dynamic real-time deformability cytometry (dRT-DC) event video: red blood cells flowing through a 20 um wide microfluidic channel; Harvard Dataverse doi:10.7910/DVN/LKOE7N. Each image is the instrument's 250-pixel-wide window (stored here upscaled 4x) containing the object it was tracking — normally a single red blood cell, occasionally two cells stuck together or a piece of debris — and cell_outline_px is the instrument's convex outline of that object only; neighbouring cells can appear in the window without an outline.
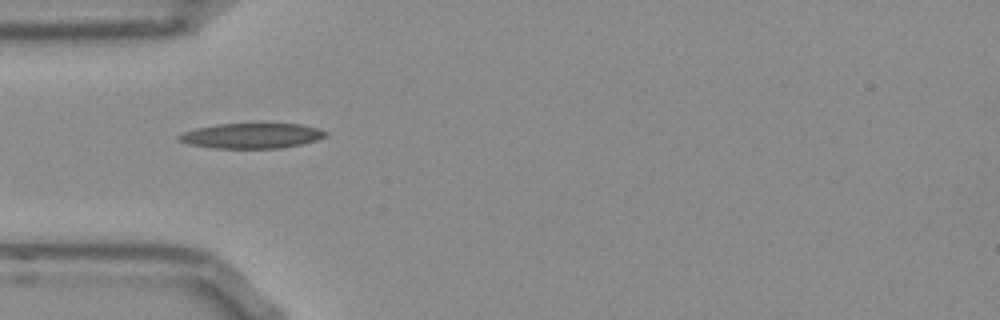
{"species": "Egyptian fruit bat (a non-hibernating species)", "species_latin": "Rousettus aegyptiacus", "temperature_condition": "room temperature", "stored_images_in_passage": 30, "camera_frame_rate_fps": 3000, "um_per_image_px": 0.085, "frame": {"image": 1, "passage_image": 1, "time_ms": 0.0, "image_size_px": [1000, 320], "cell_outline_px": [[328, 132], [324, 136], [316, 140], [300, 144], [280, 148], [216, 148], [188, 144], [176, 140], [176, 136], [184, 132], [196, 128], [220, 124], [300, 124], [316, 128]], "centroid_in_image_um": [21.34, 11.54], "position_along_channel_um": 63.7, "area_um2": 21.27}}
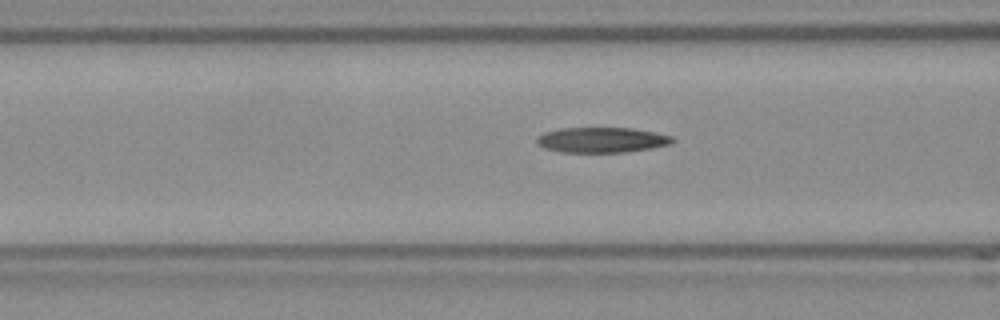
{"frame": {"image": 2, "passage_image": 5, "time_ms": 1.333, "image_size_px": [1000, 320], "cell_outline_px": [[676, 140], [672, 144], [652, 148], [624, 152], [560, 152], [544, 148], [536, 144], [536, 136], [544, 132], [560, 128], [632, 128], [656, 132], [672, 136]], "centroid_in_image_um": [51.15, 11.89], "position_along_channel_um": 115.5, "area_um2": 20.23}, "authors_computed_cell_mechanics": {"area_um2": 20.1722, "velocity_mm_per_s": 3.8706, "shape_relaxation_time_tau1_ms": null, "shape_relaxation_time_tau2_ms": 8.7589, "deformation_change_tau1": null, "deformation_change_tau2": 0.2375}}